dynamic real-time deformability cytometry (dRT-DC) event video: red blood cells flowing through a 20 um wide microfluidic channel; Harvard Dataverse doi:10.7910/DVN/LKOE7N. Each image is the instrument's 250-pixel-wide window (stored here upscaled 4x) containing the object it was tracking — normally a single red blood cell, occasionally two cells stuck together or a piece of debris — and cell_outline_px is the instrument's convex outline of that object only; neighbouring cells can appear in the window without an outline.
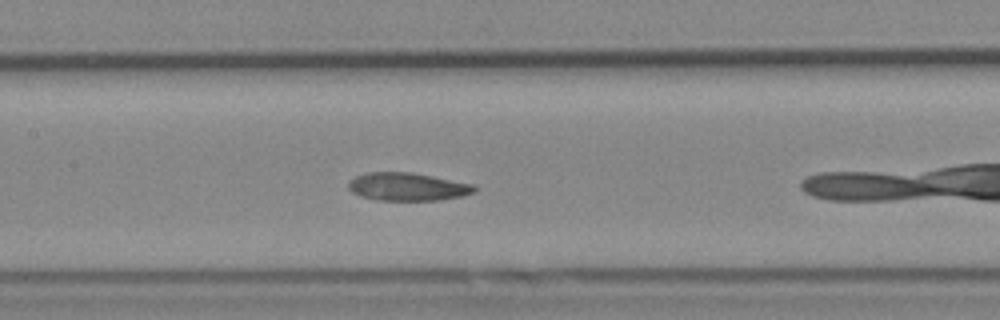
{"species": "Egyptian fruit bat (a non-hibernating species)", "species_latin": "Rousettus aegyptiacus", "temperature_condition": "cold", "stored_images_in_passage": 28, "camera_frame_rate_fps": 3000, "um_per_image_px": 0.085, "animal": {"sex": "female"}, "frame": {"image": 1, "passage_image": 9, "time_ms": 2.667, "image_size_px": [1000, 320], "cell_outline_px": [[476, 192], [464, 196], [440, 200], [380, 200], [360, 196], [352, 192], [348, 188], [348, 180], [356, 176], [368, 172], [412, 172], [472, 184], [476, 188]], "centroid_in_image_um": [34.63, 15.87], "position_along_channel_um": 172.8, "area_um2": 20.58}}
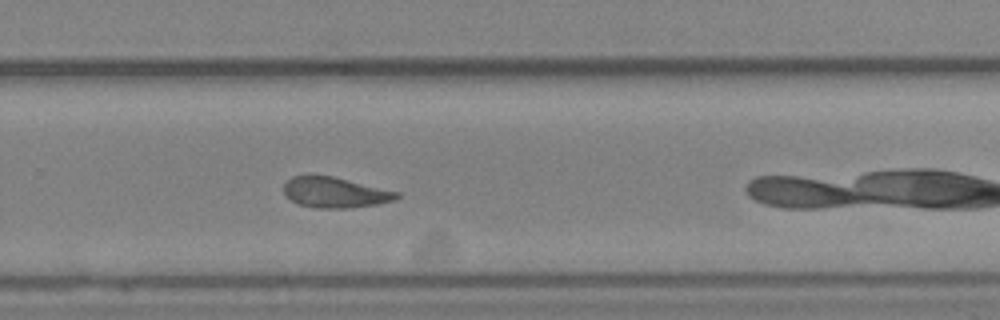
{"frame": {"image": 2, "passage_image": 19, "time_ms": 6.0, "image_size_px": [1000, 320], "cell_outline_px": [[400, 196], [392, 200], [380, 204], [348, 208], [316, 208], [300, 204], [292, 200], [284, 192], [284, 184], [292, 176], [312, 172], [332, 176], [400, 192]], "centroid_in_image_um": [28.45, 16.32], "position_along_channel_um": 301.3, "area_um2": 20.4}}
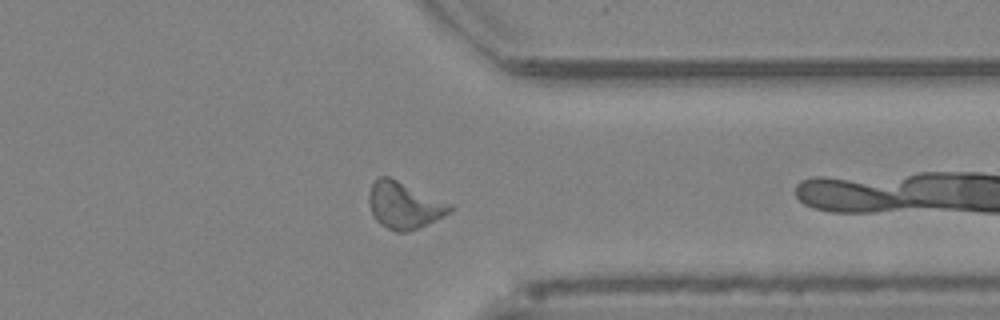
{"frame": {"image": 3, "passage_image": 25, "time_ms": 8.0, "image_size_px": [1000, 320], "cell_outline_px": [[452, 208], [444, 216], [420, 228], [408, 232], [396, 232], [380, 224], [376, 220], [372, 212], [368, 200], [368, 196], [372, 184], [380, 176], [388, 176], [452, 204]], "centroid_in_image_um": [34.35, 17.47], "position_along_channel_um": 377.1, "area_um2": 21.85}, "authors_computed_cell_mechanics": {"area_um2": 20.8369, "velocity_mm_per_s": 3.8697, "shape_relaxation_time_tau1_ms": 1.3003, "shape_relaxation_time_tau2_ms": 2.3309, "deformation_change_tau1": 0.2297, "deformation_change_tau2": 0.0503}}